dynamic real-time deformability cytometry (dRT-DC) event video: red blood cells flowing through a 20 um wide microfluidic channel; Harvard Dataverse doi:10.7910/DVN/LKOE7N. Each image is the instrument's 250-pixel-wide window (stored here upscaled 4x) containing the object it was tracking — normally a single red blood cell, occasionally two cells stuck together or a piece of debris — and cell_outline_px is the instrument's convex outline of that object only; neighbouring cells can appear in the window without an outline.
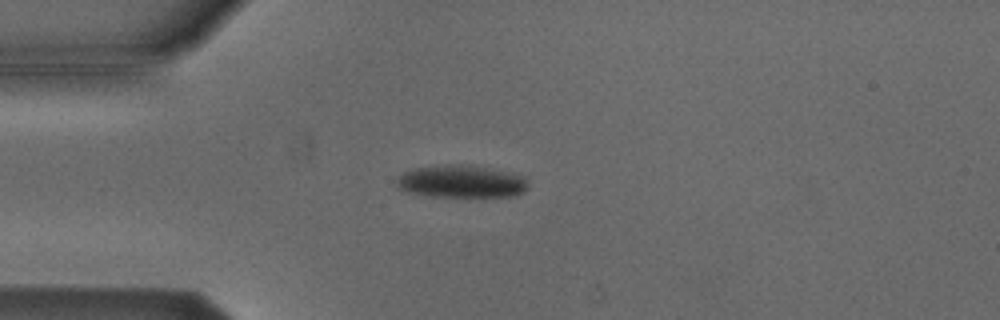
{"species": "Egyptian fruit bat (a non-hibernating species)", "species_latin": "Rousettus aegyptiacus", "temperature_condition": "cold", "stored_images_in_passage": 25, "camera_frame_rate_fps": 3000, "um_per_image_px": 0.085, "animal": {"sex": "male"}, "frame": {"image": 1, "passage_image": 1, "time_ms": 0.0, "image_size_px": [1000, 320], "cell_outline_px": [[528, 188], [524, 192], [516, 196], [428, 196], [408, 192], [396, 188], [396, 180], [404, 172], [412, 168], [444, 164], [468, 164], [524, 176], [528, 184]], "centroid_in_image_um": [39.18, 15.42], "position_along_channel_um": 45.8, "area_um2": 25.03}}
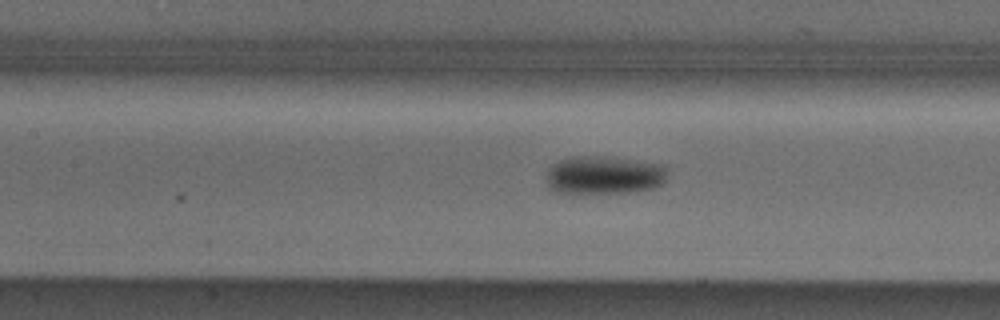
{"frame": {"image": 2, "passage_image": 11, "time_ms": 3.333, "image_size_px": [1000, 320], "cell_outline_px": [[668, 172], [664, 180], [660, 184], [652, 188], [632, 192], [572, 196], [552, 192], [548, 188], [544, 176], [548, 168], [552, 164], [560, 160], [576, 156], [612, 156], [664, 164]], "centroid_in_image_um": [51.25, 14.92], "position_along_channel_um": 156.1, "area_um2": 28.5}}
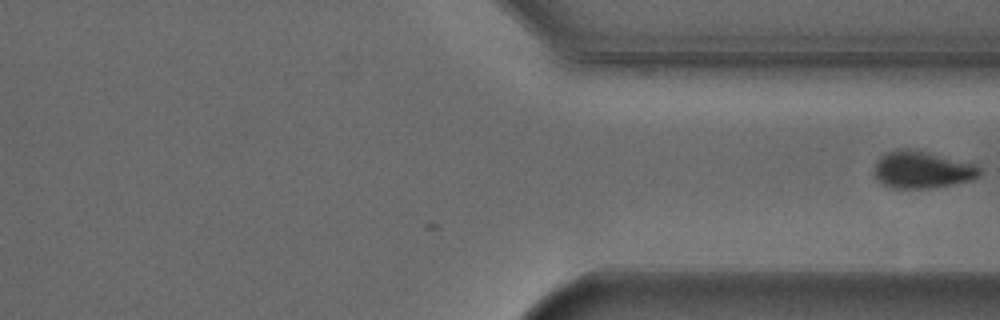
{"frame": {"image": 3, "passage_image": 25, "time_ms": 8.0, "image_size_px": [1000, 320], "cell_outline_px": [[980, 176], [972, 180], [932, 188], [896, 188], [884, 184], [872, 172], [872, 168], [876, 160], [880, 156], [896, 148], [908, 148], [976, 164], [980, 168]], "centroid_in_image_um": [78.35, 14.42], "position_along_channel_um": 333.0, "area_um2": 22.77}}